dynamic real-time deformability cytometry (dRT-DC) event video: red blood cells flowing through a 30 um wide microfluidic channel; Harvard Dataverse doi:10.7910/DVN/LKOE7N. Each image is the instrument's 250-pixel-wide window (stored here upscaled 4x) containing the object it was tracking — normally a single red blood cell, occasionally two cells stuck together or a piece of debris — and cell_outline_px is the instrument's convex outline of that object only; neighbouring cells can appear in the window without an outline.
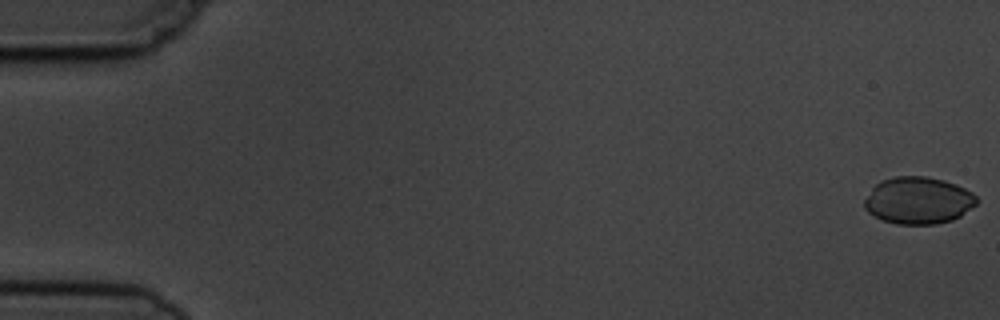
{"species": "common noctule bat (a hibernating species)", "species_latin": "Nyctalus noctula", "temperature_condition": "cold", "stored_images_in_passage": 7, "camera_frame_rate_fps": 3000, "um_per_image_px": 0.085, "animal": {"sex": "male", "body_mass_g": 19.5, "forearm_length_mm": 54.6}, "frame": {"image": 1, "passage_image": 1, "time_ms": 0.0, "image_size_px": [1000, 320], "cell_outline_px": [[980, 200], [976, 204], [960, 216], [952, 220], [936, 224], [896, 224], [880, 220], [868, 212], [864, 208], [864, 200], [872, 188], [880, 180], [896, 176], [924, 176], [944, 180], [956, 184], [972, 192]], "centroid_in_image_um": [78.04, 17.04], "position_along_channel_um": 7.0, "area_um2": 30.98}}